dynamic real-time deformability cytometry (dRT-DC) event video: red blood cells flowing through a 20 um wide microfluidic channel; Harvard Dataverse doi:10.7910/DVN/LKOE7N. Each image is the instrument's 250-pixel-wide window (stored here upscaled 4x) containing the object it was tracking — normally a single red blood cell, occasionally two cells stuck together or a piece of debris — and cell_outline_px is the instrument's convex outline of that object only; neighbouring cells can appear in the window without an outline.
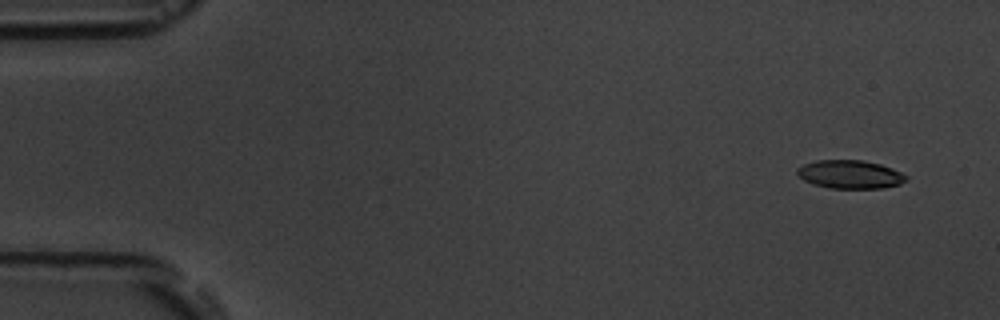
{"species": "common noctule bat (a hibernating species)", "species_latin": "Nyctalus noctula", "temperature_condition": "room temperature", "stored_images_in_passage": 8, "camera_frame_rate_fps": 3000, "um_per_image_px": 0.085, "animal": {"sex": "male", "body_mass_g": 19.5, "forearm_length_mm": 54.6}, "frame": {"image": 1, "passage_image": 2, "time_ms": 1.0, "image_size_px": [1000, 320], "cell_outline_px": [[908, 180], [900, 184], [880, 188], [828, 188], [812, 184], [804, 180], [796, 172], [796, 168], [804, 164], [816, 160], [864, 160], [880, 164], [892, 168], [908, 176]], "centroid_in_image_um": [72.25, 14.82], "position_along_channel_um": 12.7, "area_um2": 18.09}}
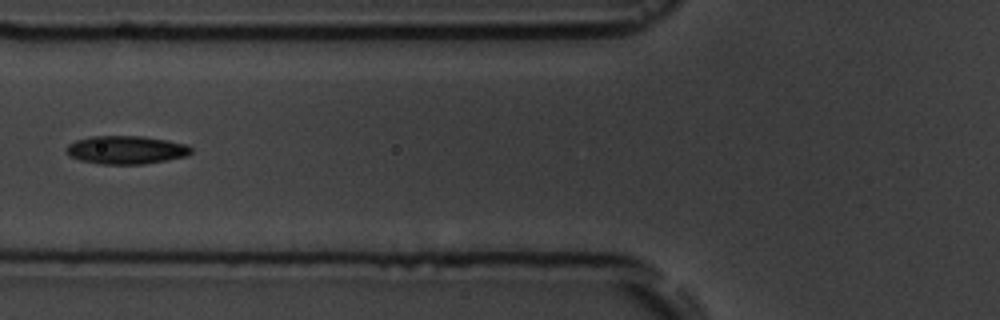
{"frame": {"image": 2, "passage_image": 7, "time_ms": 7.0, "image_size_px": [1000, 320], "cell_outline_px": [[192, 152], [188, 156], [144, 164], [100, 164], [80, 160], [68, 156], [68, 144], [76, 140], [92, 136], [144, 136], [168, 140], [188, 144], [192, 148]], "centroid_in_image_um": [10.76, 12.74], "position_along_channel_um": 115.0, "area_um2": 20.63}}
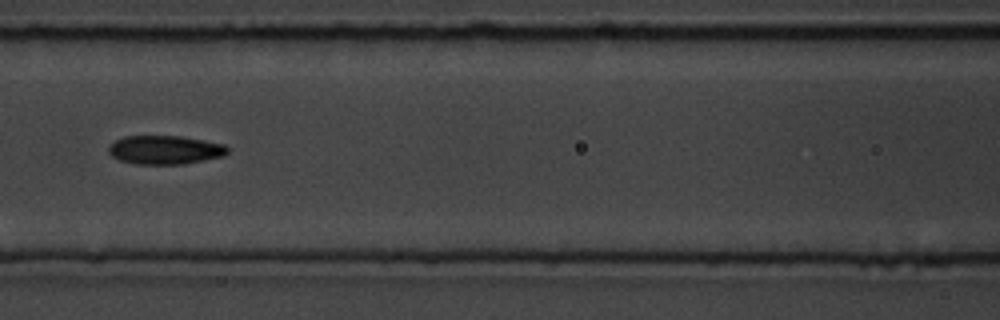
{"frame": {"image": 3, "passage_image": 8, "time_ms": 8.0, "image_size_px": [1000, 320], "cell_outline_px": [[228, 152], [224, 156], [184, 164], [136, 164], [120, 160], [112, 156], [108, 152], [108, 148], [116, 140], [124, 136], [180, 136], [204, 140], [224, 144], [228, 148]], "centroid_in_image_um": [14.04, 12.74], "position_along_channel_um": 152.6, "area_um2": 19.88}}